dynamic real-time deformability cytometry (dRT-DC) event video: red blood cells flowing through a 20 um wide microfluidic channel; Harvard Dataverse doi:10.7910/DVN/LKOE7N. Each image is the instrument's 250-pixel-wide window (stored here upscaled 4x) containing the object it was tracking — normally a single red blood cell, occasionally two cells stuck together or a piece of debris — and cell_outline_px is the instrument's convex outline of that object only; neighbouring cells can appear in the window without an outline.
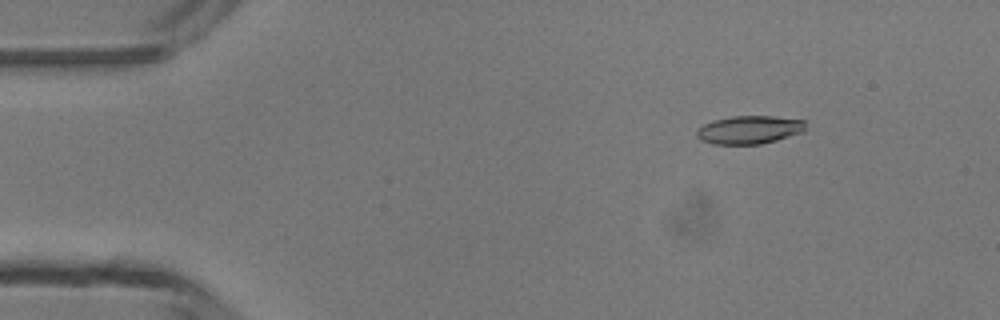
{"species": "common noctule bat (a hibernating species)", "species_latin": "Nyctalus noctula", "temperature_condition": "room temperature", "stored_images_in_passage": 4, "camera_frame_rate_fps": 3000, "um_per_image_px": 0.085, "animal": {"sex": "male", "body_mass_g": 13.3}, "frame": {"image": 1, "passage_image": 2, "time_ms": 1.0, "image_size_px": [1000, 320], "cell_outline_px": [[808, 120], [804, 132], [776, 140], [760, 144], [712, 144], [700, 140], [696, 136], [696, 132], [704, 124], [712, 120], [732, 116], [772, 116]], "centroid_in_image_um": [63.72, 11.02], "position_along_channel_um": 21.3, "area_um2": 18.09}}